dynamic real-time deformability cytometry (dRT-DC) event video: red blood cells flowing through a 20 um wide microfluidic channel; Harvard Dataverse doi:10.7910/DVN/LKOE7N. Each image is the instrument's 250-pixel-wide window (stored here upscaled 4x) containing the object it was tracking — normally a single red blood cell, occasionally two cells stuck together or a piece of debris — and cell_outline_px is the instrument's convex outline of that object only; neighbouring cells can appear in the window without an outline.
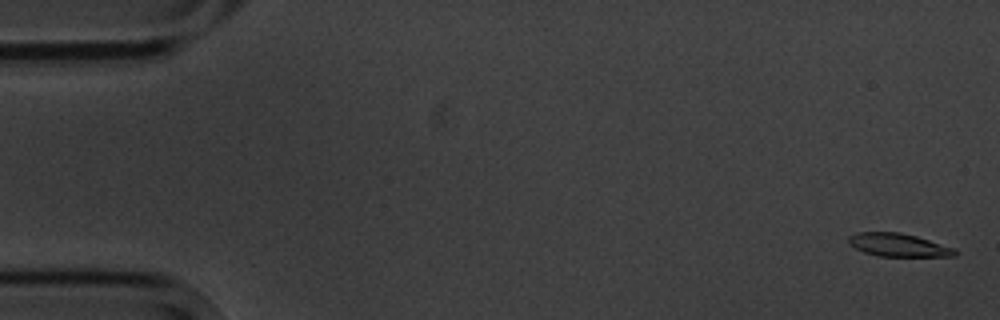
{"species": "common noctule bat (a hibernating species)", "species_latin": "Nyctalus noctula", "temperature_condition": "cold", "stored_images_in_passage": 5, "camera_frame_rate_fps": 3000, "um_per_image_px": 0.085, "animal": {"sex": "male", "body_mass_g": 20.1, "forearm_length_mm": 53.5}, "frame": {"image": 1, "passage_image": 1, "time_ms": 0.0, "image_size_px": [1000, 320], "cell_outline_px": [[960, 252], [956, 256], [880, 256], [864, 252], [848, 244], [848, 236], [856, 232], [900, 232], [916, 236], [956, 248]], "centroid_in_image_um": [76.39, 20.82], "position_along_channel_um": 8.6, "area_um2": 14.45}}
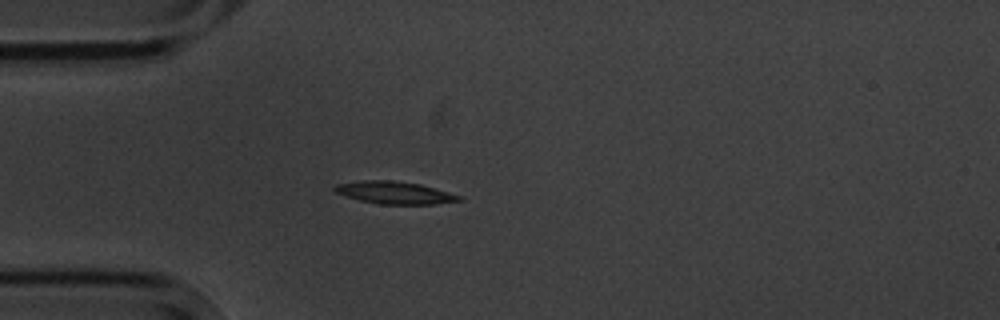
{"frame": {"image": 2, "passage_image": 5, "time_ms": 4.667, "image_size_px": [1000, 320], "cell_outline_px": [[464, 200], [432, 204], [380, 204], [360, 200], [336, 192], [332, 188], [336, 184], [364, 180], [392, 180], [420, 184], [464, 196]], "centroid_in_image_um": [33.59, 16.37], "position_along_channel_um": 51.4, "area_um2": 16.18}}